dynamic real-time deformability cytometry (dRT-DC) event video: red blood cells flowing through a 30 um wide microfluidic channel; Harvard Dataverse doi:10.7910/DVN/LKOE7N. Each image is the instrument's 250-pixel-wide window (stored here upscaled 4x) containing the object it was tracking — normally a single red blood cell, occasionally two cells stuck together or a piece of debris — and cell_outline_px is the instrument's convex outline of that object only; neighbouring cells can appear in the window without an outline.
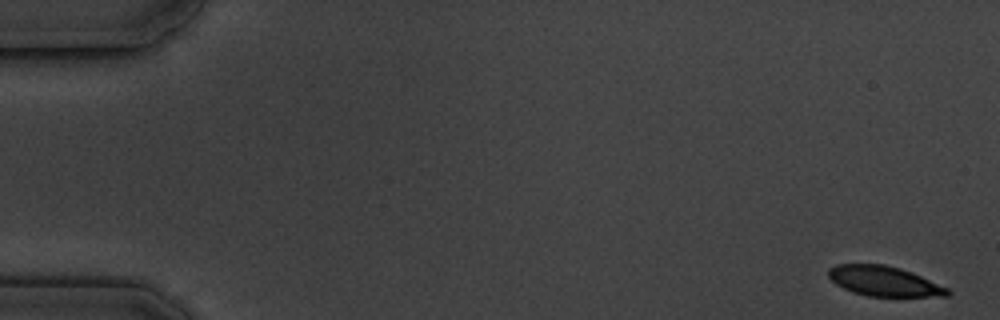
{"species": "common noctule bat (a hibernating species)", "species_latin": "Nyctalus noctula", "temperature_condition": "cold", "stored_images_in_passage": 6, "camera_frame_rate_fps": 3000, "um_per_image_px": 0.085, "animal": {"sex": "male", "body_mass_g": 19.5, "forearm_length_mm": 54.6}, "frame": {"image": 1, "passage_image": 1, "time_ms": 0.0, "image_size_px": [1000, 320], "cell_outline_px": [[952, 292], [948, 296], [868, 296], [852, 292], [836, 284], [828, 276], [828, 268], [836, 264], [884, 264], [900, 268], [912, 272], [948, 288]], "centroid_in_image_um": [75.14, 23.89], "position_along_channel_um": 9.9, "area_um2": 20.75}}